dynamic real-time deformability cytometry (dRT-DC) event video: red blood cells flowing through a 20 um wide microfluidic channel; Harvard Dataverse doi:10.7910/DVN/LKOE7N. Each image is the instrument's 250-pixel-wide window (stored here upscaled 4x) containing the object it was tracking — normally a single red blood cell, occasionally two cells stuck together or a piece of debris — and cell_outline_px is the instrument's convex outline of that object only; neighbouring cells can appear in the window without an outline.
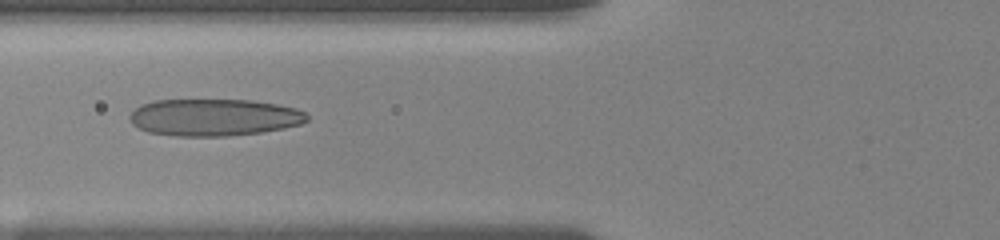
{"species": "human", "species_latin": "Homo sapiens", "temperature_condition": "room temperature", "stored_images_in_passage": 48, "camera_frame_rate_fps": 3000, "um_per_image_px": 0.085, "donor": {"sex": "female"}, "frame": {"image": 1, "passage_image": 17, "time_ms": 7.0, "image_size_px": [1000, 240], "cell_outline_px": [[308, 120], [300, 124], [284, 128], [260, 132], [228, 136], [176, 136], [148, 132], [132, 124], [128, 120], [128, 116], [140, 104], [152, 100], [252, 100], [276, 104], [296, 108], [304, 112], [308, 116]], "centroid_in_image_um": [18.16, 9.97], "position_along_channel_um": 107.6, "area_um2": 38.38}}
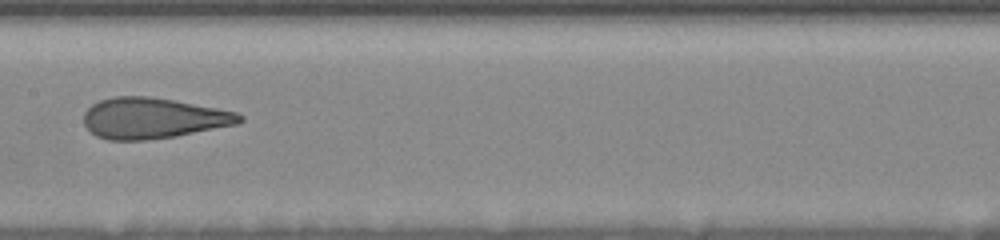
{"frame": {"image": 2, "passage_image": 21, "time_ms": 9.333, "image_size_px": [1000, 240], "cell_outline_px": [[244, 120], [236, 124], [176, 136], [144, 140], [108, 140], [96, 136], [84, 124], [84, 112], [92, 104], [100, 100], [116, 96], [152, 96], [176, 100], [236, 112], [244, 116]], "centroid_in_image_um": [13.0, 10.03], "position_along_channel_um": 194.4, "area_um2": 36.99}}
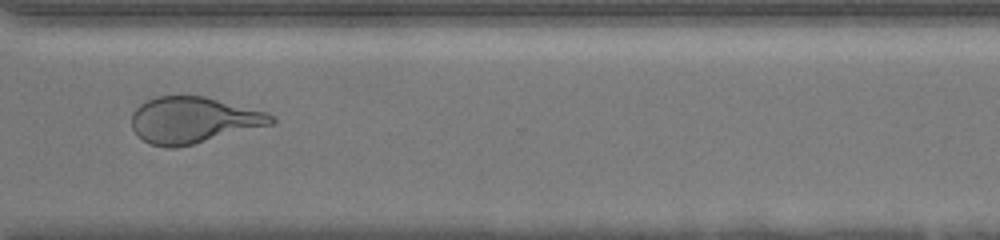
{"frame": {"image": 3, "passage_image": 34, "time_ms": 13.667, "image_size_px": [1000, 240], "cell_outline_px": [[276, 120], [272, 124], [176, 148], [164, 148], [148, 144], [136, 136], [132, 128], [132, 112], [140, 104], [156, 96], [204, 96], [268, 112]], "centroid_in_image_um": [16.38, 10.21], "position_along_channel_um": 354.2, "area_um2": 37.63}, "authors_computed_cell_mechanics": {"area_um2": 38.9572, "velocity_mm_per_s": 3.6915, "shape_relaxation_time_tau1_ms": 7.1432, "shape_relaxation_time_tau2_ms": 0.9274, "deformation_change_tau1": 0.2219, "deformation_change_tau2": 0.0804}}